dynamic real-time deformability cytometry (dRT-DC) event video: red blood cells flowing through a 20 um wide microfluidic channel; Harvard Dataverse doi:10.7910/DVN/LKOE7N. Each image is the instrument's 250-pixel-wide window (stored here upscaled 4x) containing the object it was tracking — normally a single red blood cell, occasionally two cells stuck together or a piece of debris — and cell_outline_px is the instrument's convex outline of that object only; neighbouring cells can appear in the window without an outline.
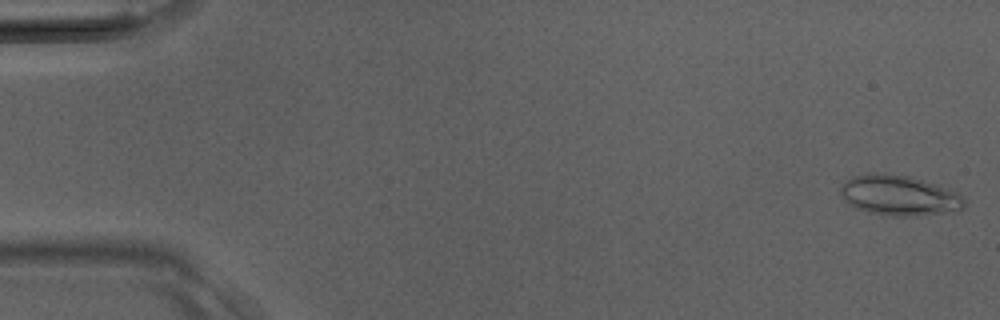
{"species": "Egyptian fruit bat (a non-hibernating species)", "species_latin": "Rousettus aegyptiacus", "temperature_condition": "room temperature", "stored_images_in_passage": 9, "camera_frame_rate_fps": 3000, "um_per_image_px": 0.085, "animal": {"sex": "male"}, "frame": {"image": 1, "passage_image": 1, "time_ms": 0.0, "image_size_px": [1000, 320], "cell_outline_px": [[964, 208], [960, 212], [916, 216], [892, 216], [868, 212], [856, 208], [848, 204], [844, 200], [840, 192], [840, 188], [852, 176], [868, 172], [872, 172], [908, 176], [936, 184], [956, 192], [964, 196]], "centroid_in_image_um": [76.46, 16.63], "position_along_channel_um": 8.5, "area_um2": 29.36}}